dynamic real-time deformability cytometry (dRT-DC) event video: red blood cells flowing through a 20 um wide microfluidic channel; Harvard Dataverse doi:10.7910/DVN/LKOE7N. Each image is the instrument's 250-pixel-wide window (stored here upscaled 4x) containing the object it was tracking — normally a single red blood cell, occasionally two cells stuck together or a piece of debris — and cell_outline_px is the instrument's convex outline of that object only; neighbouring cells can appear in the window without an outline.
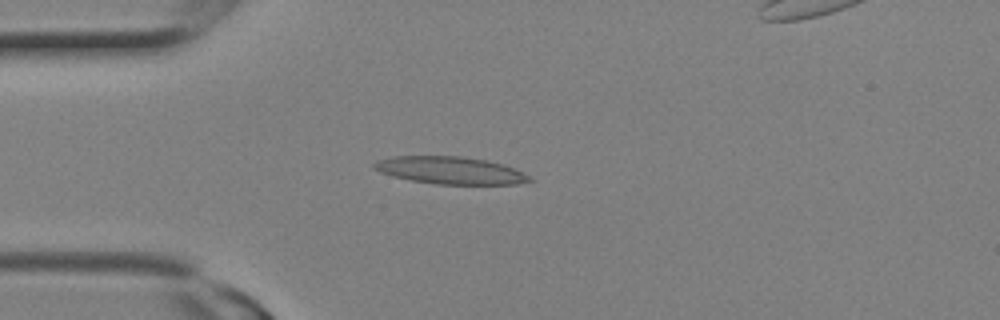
{"species": "Egyptian fruit bat (a non-hibernating species)", "species_latin": "Rousettus aegyptiacus", "temperature_condition": "room temperature", "stored_images_in_passage": 12, "camera_frame_rate_fps": 3000, "um_per_image_px": 0.085, "animal": {"sex": "female"}, "frame": {"image": 1, "passage_image": 4, "time_ms": 1.0, "image_size_px": [1000, 320], "cell_outline_px": [[536, 180], [516, 184], [436, 184], [412, 180], [392, 176], [380, 172], [372, 168], [372, 164], [376, 160], [392, 156], [460, 156], [488, 160], [512, 168], [532, 176]], "centroid_in_image_um": [38.26, 14.48], "position_along_channel_um": 46.7, "area_um2": 24.85}}
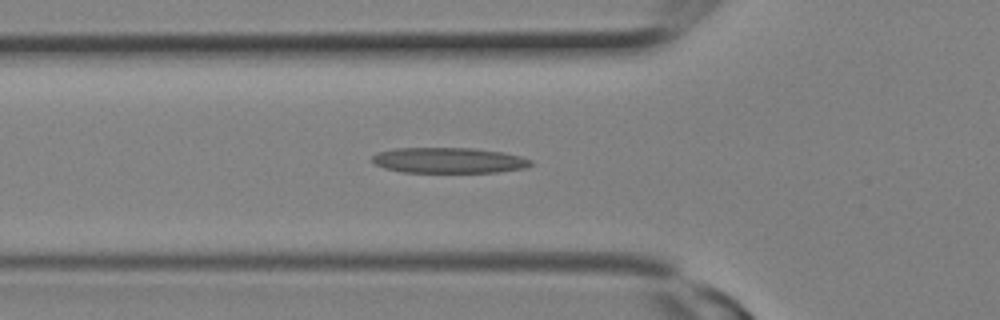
{"frame": {"image": 2, "passage_image": 6, "time_ms": 1.667, "image_size_px": [1000, 320], "cell_outline_px": [[532, 164], [524, 168], [500, 172], [404, 172], [384, 168], [376, 164], [372, 160], [372, 156], [376, 152], [396, 148], [472, 148], [504, 152], [520, 156], [532, 160]], "centroid_in_image_um": [38.15, 13.62], "position_along_channel_um": 87.7, "area_um2": 23.64}}
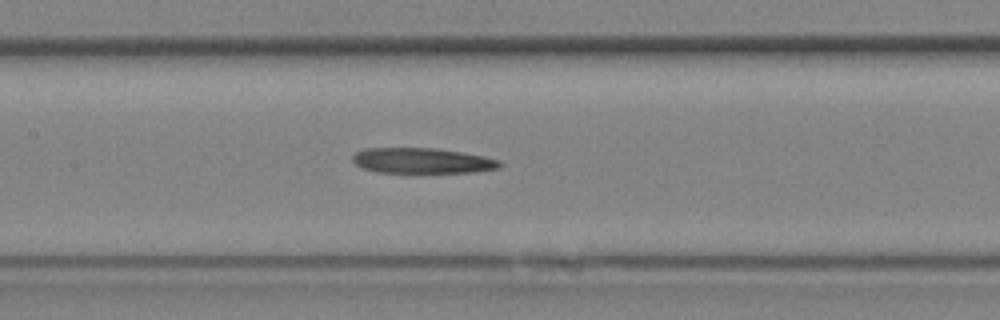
{"frame": {"image": 3, "passage_image": 9, "time_ms": 2.667, "image_size_px": [1000, 320], "cell_outline_px": [[504, 164], [500, 168], [472, 172], [376, 172], [364, 168], [356, 164], [352, 160], [352, 156], [356, 152], [364, 148], [436, 148], [484, 156], [500, 160]], "centroid_in_image_um": [35.9, 13.65], "position_along_channel_um": 171.5, "area_um2": 21.73}}